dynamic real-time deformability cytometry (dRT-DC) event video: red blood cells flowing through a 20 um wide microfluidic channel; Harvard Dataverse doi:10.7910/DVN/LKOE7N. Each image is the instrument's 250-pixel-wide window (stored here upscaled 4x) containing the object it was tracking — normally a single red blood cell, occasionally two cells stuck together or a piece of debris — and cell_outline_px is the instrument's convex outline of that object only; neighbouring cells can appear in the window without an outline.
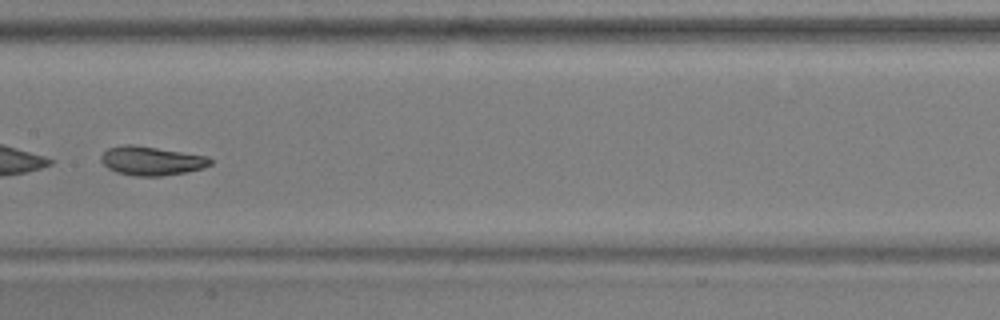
{"species": "common noctule bat (a hibernating species)", "species_latin": "Nyctalus noctula", "temperature_condition": "warm", "stored_images_in_passage": 44, "camera_frame_rate_fps": 3000, "um_per_image_px": 0.085, "animal": {"sex": "male", "body_mass_g": 17.9, "forearm_length_mm": 54.2}, "frame": {"image": 1, "passage_image": 19, "time_ms": 6.0, "image_size_px": [1000, 320], "cell_outline_px": [[212, 164], [204, 168], [184, 172], [160, 176], [136, 176], [116, 172], [108, 168], [100, 160], [100, 156], [108, 148], [128, 144], [132, 144], [208, 156], [212, 160]], "centroid_in_image_um": [12.87, 13.67], "position_along_channel_um": 194.5, "area_um2": 18.32}, "authors_computed_cell_mechanics": {"area_um2": 19.652, "velocity_mm_per_s": 3.8424, "shape_relaxation_time_tau1_ms": 4.4857, "shape_relaxation_time_tau2_ms": 2.7026, "deformation_change_tau1": 0.1399, "deformation_change_tau2": 0.0845}}